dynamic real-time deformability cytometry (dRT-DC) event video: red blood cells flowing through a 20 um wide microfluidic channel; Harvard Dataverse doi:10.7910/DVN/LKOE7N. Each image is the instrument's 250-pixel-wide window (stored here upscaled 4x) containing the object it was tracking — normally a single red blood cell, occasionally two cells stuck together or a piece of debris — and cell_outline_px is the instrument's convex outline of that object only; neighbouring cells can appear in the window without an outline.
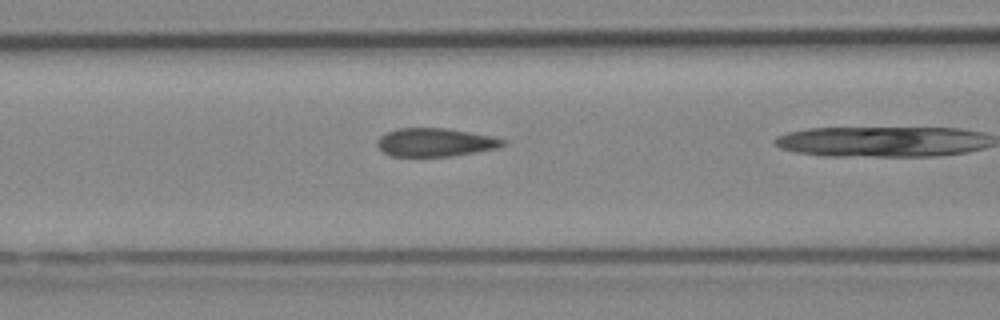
{"species": "Egyptian fruit bat (a non-hibernating species)", "species_latin": "Rousettus aegyptiacus", "temperature_condition": "cold", "stored_images_in_passage": 18, "camera_frame_rate_fps": 3000, "um_per_image_px": 0.085, "animal": {"sex": "female"}, "frame": {"image": 1, "passage_image": 17, "time_ms": 5.333, "image_size_px": [1000, 320], "cell_outline_px": [[508, 144], [500, 148], [452, 156], [392, 156], [384, 152], [376, 144], [376, 140], [384, 132], [396, 128], [448, 128], [492, 136], [508, 140]], "centroid_in_image_um": [37.03, 12.09], "position_along_channel_um": 129.6, "area_um2": 21.1}}